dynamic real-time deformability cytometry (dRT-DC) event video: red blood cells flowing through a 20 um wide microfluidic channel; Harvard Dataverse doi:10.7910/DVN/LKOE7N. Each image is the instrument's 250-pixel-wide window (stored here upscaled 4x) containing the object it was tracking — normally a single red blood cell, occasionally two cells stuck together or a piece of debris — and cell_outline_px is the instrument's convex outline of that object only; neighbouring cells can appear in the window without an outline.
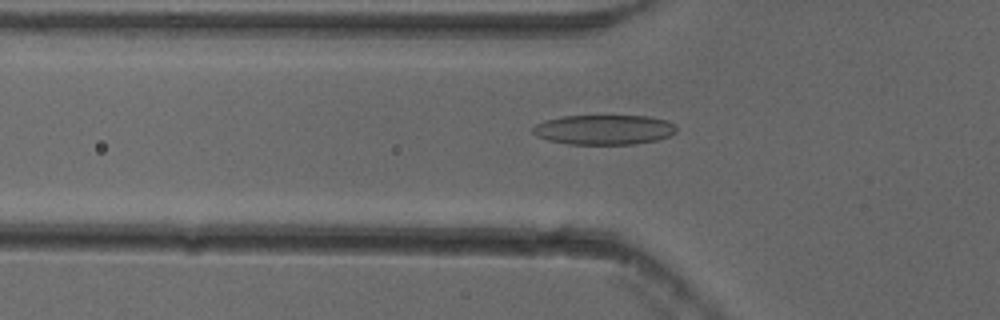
{"species": "common noctule bat (a hibernating species)", "species_latin": "Nyctalus noctula", "temperature_condition": "cold", "stored_images_in_passage": 38, "camera_frame_rate_fps": 3000, "um_per_image_px": 0.085, "animal": {"sex": "female"}, "frame": {"image": 1, "passage_image": 4, "time_ms": 1.0, "image_size_px": [1000, 320], "cell_outline_px": [[676, 132], [668, 136], [656, 140], [636, 144], [568, 144], [548, 140], [536, 136], [532, 132], [532, 128], [536, 124], [544, 120], [560, 116], [648, 116], [668, 120], [676, 124]], "centroid_in_image_um": [51.34, 11.02], "position_along_channel_um": 74.5, "area_um2": 25.14}}
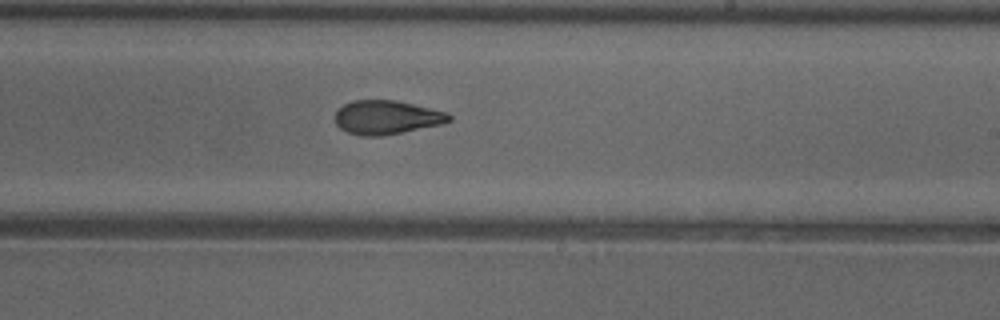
{"frame": {"image": 2, "passage_image": 18, "time_ms": 5.667, "image_size_px": [1000, 320], "cell_outline_px": [[452, 120], [444, 124], [380, 136], [364, 136], [348, 132], [340, 128], [336, 124], [336, 112], [344, 104], [352, 100], [396, 100], [448, 112], [452, 116]], "centroid_in_image_um": [32.9, 9.97], "position_along_channel_um": 256.1, "area_um2": 22.48}}
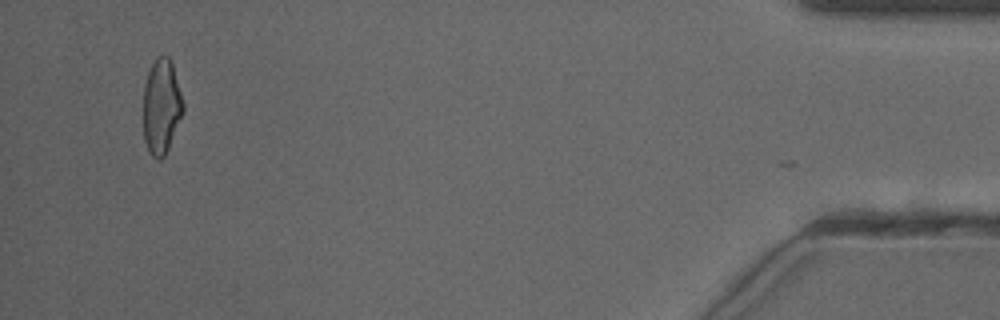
{"frame": {"image": 3, "passage_image": 37, "time_ms": 12.0, "image_size_px": [1000, 320], "cell_outline_px": [[184, 112], [168, 148], [164, 156], [160, 160], [152, 156], [144, 140], [144, 84], [148, 72], [156, 56], [168, 56], [172, 60], [184, 104]], "centroid_in_image_um": [13.74, 9.02], "position_along_channel_um": 421.5, "area_um2": 22.08}, "authors_computed_cell_mechanics": {"area_um2": 22.8888, "velocity_mm_per_s": 3.8749, "shape_relaxation_time_tau1_ms": 7.2367, "shape_relaxation_time_tau2_ms": 2.0905, "deformation_change_tau1": 0.2032, "deformation_change_tau2": 0.0894}}